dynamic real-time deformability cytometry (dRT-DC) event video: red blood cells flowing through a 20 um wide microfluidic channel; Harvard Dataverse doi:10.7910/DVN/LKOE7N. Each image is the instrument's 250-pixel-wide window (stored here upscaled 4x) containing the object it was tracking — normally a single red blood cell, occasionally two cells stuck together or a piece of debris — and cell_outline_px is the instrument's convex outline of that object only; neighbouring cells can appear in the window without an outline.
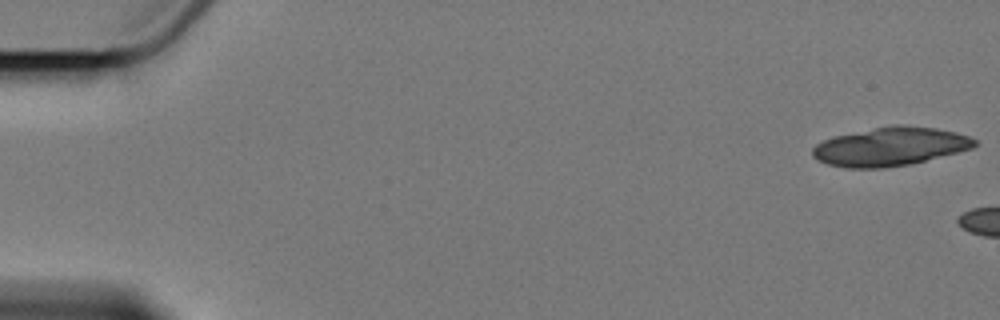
{"species": "Egyptian fruit bat (a non-hibernating species)", "species_latin": "Rousettus aegyptiacus", "temperature_condition": "cold", "stored_images_in_passage": 3, "camera_frame_rate_fps": 3000, "um_per_image_px": 0.085, "animal": {"sex": "female"}, "frame": {"image": 1, "passage_image": 1, "time_ms": 0.0, "image_size_px": [1000, 320], "cell_outline_px": [[976, 144], [972, 148], [908, 164], [880, 168], [848, 168], [828, 164], [816, 160], [812, 156], [812, 148], [816, 144], [824, 140], [836, 136], [892, 124], [896, 124], [936, 128], [956, 132], [968, 136], [976, 140]], "centroid_in_image_um": [75.63, 12.45], "position_along_channel_um": 9.4, "area_um2": 36.01}}